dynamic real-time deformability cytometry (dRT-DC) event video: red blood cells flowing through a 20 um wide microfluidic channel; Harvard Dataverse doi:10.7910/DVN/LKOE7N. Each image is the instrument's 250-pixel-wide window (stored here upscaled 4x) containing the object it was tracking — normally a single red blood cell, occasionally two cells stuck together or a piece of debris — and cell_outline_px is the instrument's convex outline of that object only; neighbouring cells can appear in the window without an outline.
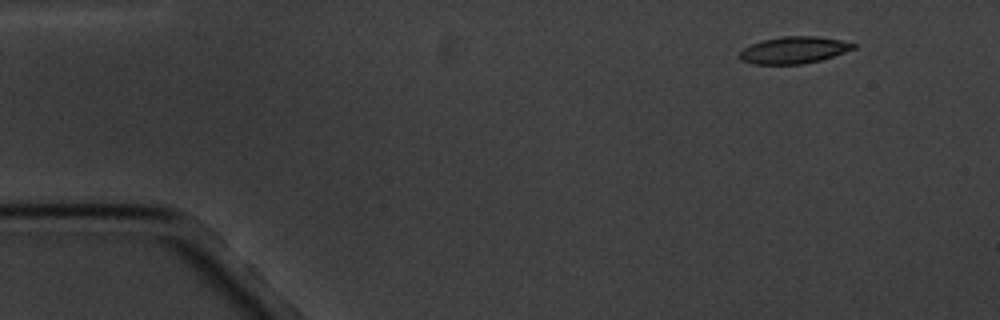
{"species": "common noctule bat (a hibernating species)", "species_latin": "Nyctalus noctula", "temperature_condition": "cold", "stored_images_in_passage": 3, "camera_frame_rate_fps": 3000, "um_per_image_px": 0.085, "animal": {"sex": "male", "body_mass_g": 20.1, "forearm_length_mm": 53.5}, "frame": {"image": 1, "passage_image": 1, "time_ms": 0.0, "image_size_px": [1000, 320], "cell_outline_px": [[856, 48], [820, 60], [804, 64], [752, 64], [740, 60], [740, 52], [744, 48], [752, 44], [764, 40], [780, 36], [816, 36], [840, 40], [856, 44]], "centroid_in_image_um": [67.47, 4.26], "position_along_channel_um": 17.5, "area_um2": 17.69}}